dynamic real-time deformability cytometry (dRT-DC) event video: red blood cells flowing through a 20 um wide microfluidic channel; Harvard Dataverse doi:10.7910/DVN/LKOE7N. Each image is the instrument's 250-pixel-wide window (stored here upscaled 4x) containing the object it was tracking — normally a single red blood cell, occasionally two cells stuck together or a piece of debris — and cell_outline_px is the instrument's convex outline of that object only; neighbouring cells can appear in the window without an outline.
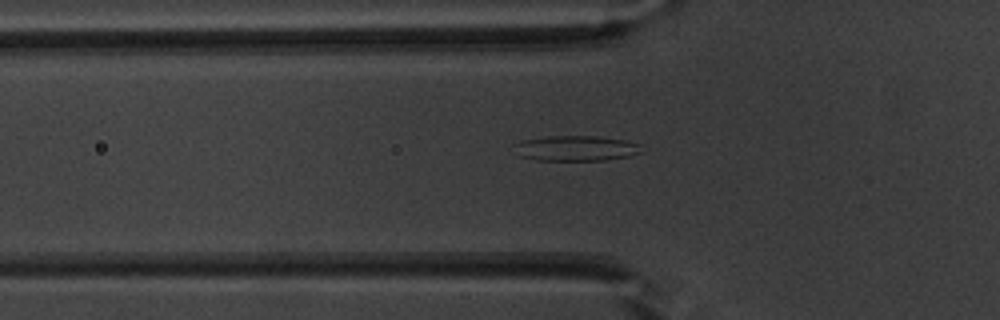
{"species": "common noctule bat (a hibernating species)", "species_latin": "Nyctalus noctula", "temperature_condition": "warm", "stored_images_in_passage": 53, "camera_frame_rate_fps": 3000, "um_per_image_px": 0.085, "animal": {"sex": "male", "body_mass_g": 20.1, "forearm_length_mm": 53.5}, "frame": {"image": 1, "passage_image": 18, "time_ms": 5.667, "image_size_px": [1000, 320], "cell_outline_px": [[640, 152], [628, 156], [604, 160], [536, 160], [520, 156], [512, 144], [524, 140], [548, 136], [600, 136], [624, 140], [640, 144]], "centroid_in_image_um": [48.93, 12.6], "position_along_channel_um": 76.9, "area_um2": 18.61}}
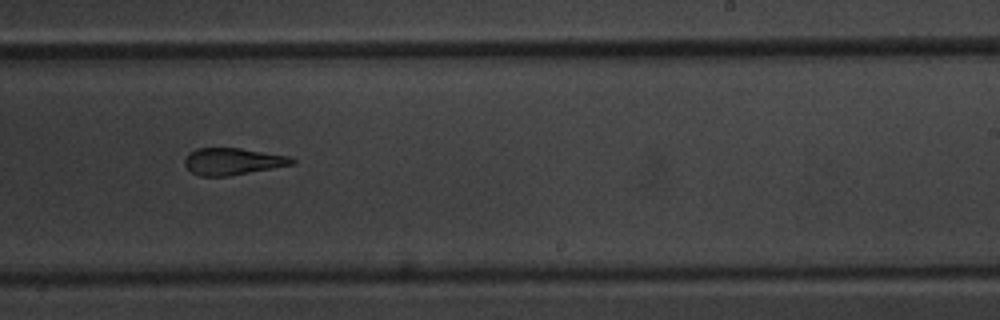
{"frame": {"image": 2, "passage_image": 33, "time_ms": 10.667, "image_size_px": [1000, 320], "cell_outline_px": [[296, 164], [228, 176], [200, 176], [192, 172], [184, 164], [184, 160], [188, 152], [196, 148], [240, 148], [288, 156], [296, 160]], "centroid_in_image_um": [19.77, 13.72], "position_along_channel_um": 269.2, "area_um2": 16.82}}
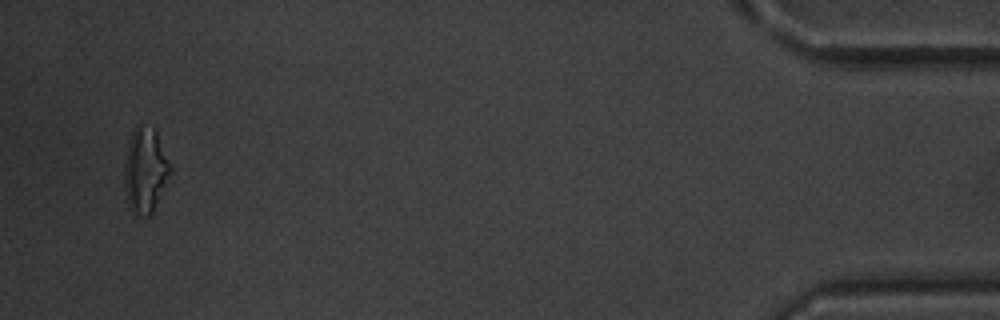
{"frame": {"image": 3, "passage_image": 51, "time_ms": 16.667, "image_size_px": [1000, 320], "cell_outline_px": [[172, 172], [152, 216], [136, 216], [128, 208], [124, 184], [124, 164], [128, 140], [132, 132], [136, 128], [152, 128], [156, 132], [172, 168]], "centroid_in_image_um": [12.34, 14.59], "position_along_channel_um": 422.9, "area_um2": 22.95}}